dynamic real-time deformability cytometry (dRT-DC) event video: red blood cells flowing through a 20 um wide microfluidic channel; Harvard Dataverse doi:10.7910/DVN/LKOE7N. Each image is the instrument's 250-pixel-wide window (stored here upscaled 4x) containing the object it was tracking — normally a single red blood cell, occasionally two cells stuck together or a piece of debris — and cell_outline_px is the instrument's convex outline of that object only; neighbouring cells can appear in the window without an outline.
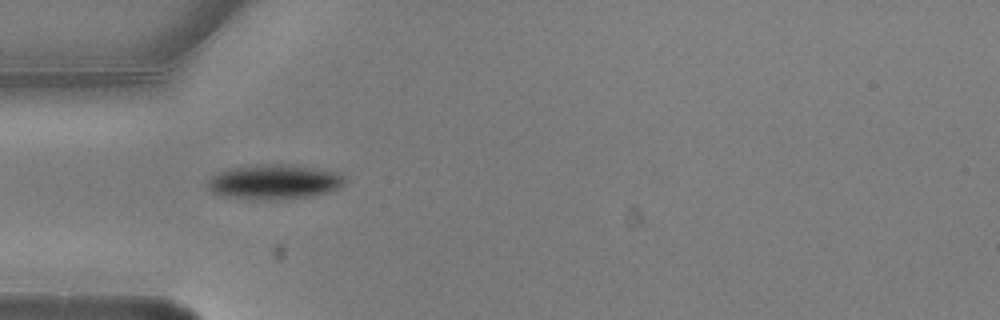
{"species": "common noctule bat (a hibernating species)", "species_latin": "Nyctalus noctula", "temperature_condition": "warm", "stored_images_in_passage": 1, "camera_frame_rate_fps": 3000, "um_per_image_px": 0.085, "animal": {"sex": "male", "body_mass_g": 20.5, "forearm_length_mm": 52.5}, "frame": {"image": 1, "passage_image": 1, "time_ms": 0.0, "image_size_px": [1000, 320], "cell_outline_px": [[344, 184], [340, 188], [328, 192], [312, 196], [280, 200], [268, 200], [224, 196], [212, 192], [208, 188], [208, 180], [212, 176], [228, 168], [260, 164], [296, 164], [336, 172], [344, 176]], "centroid_in_image_um": [23.34, 15.45], "position_along_channel_um": 61.7, "area_um2": 27.98}}